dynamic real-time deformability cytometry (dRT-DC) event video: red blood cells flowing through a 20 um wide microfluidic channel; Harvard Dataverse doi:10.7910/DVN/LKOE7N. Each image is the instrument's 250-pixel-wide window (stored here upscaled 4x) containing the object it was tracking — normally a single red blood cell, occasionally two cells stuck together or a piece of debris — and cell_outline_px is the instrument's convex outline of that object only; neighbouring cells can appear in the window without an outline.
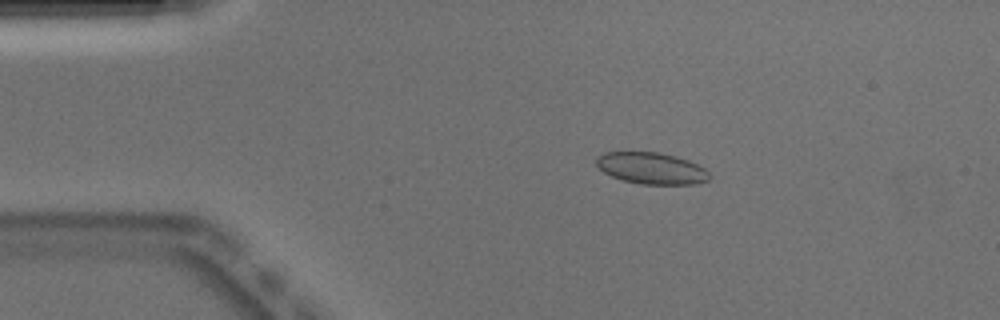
{"species": "Egyptian fruit bat (a non-hibernating species)", "species_latin": "Rousettus aegyptiacus", "temperature_condition": "warm", "stored_images_in_passage": 43, "camera_frame_rate_fps": 3000, "um_per_image_px": 0.085, "animal": {"sex": "male"}, "frame": {"image": 1, "passage_image": 1, "time_ms": 0.0, "image_size_px": [1000, 320], "cell_outline_px": [[712, 176], [708, 180], [696, 184], [640, 184], [624, 180], [612, 176], [604, 172], [596, 164], [596, 156], [604, 152], [656, 152], [676, 156], [688, 160], [704, 168]], "centroid_in_image_um": [55.38, 14.3], "position_along_channel_um": 29.6, "area_um2": 20.75}}
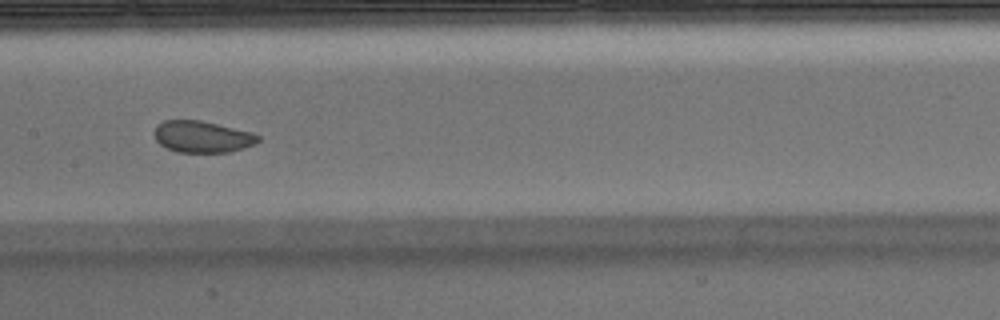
{"frame": {"image": 2, "passage_image": 17, "time_ms": 5.333, "image_size_px": [1000, 320], "cell_outline_px": [[260, 140], [256, 144], [232, 152], [176, 152], [160, 144], [156, 140], [156, 124], [164, 120], [200, 120], [252, 132], [260, 136]], "centroid_in_image_um": [17.23, 11.62], "position_along_channel_um": 190.2, "area_um2": 19.13}}
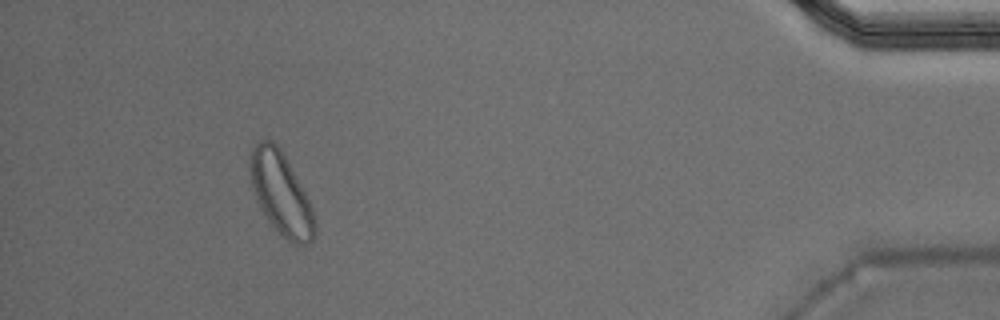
{"frame": {"image": 3, "passage_image": 39, "time_ms": 12.667, "image_size_px": [1000, 320], "cell_outline_px": [[316, 236], [308, 244], [292, 244], [268, 220], [256, 196], [252, 184], [248, 168], [248, 160], [252, 148], [256, 140], [264, 136], [272, 140], [280, 148], [304, 192], [312, 208], [316, 224]], "centroid_in_image_um": [23.86, 16.39], "position_along_channel_um": 411.3, "area_um2": 30.75}, "authors_computed_cell_mechanics": {"area_um2": 20.5768, "velocity_mm_per_s": 3.8718, "shape_relaxation_time_tau1_ms": 2.779, "shape_relaxation_time_tau2_ms": 0.7674, "deformation_change_tau1": 0.0749, "deformation_change_tau2": 0.0616}}